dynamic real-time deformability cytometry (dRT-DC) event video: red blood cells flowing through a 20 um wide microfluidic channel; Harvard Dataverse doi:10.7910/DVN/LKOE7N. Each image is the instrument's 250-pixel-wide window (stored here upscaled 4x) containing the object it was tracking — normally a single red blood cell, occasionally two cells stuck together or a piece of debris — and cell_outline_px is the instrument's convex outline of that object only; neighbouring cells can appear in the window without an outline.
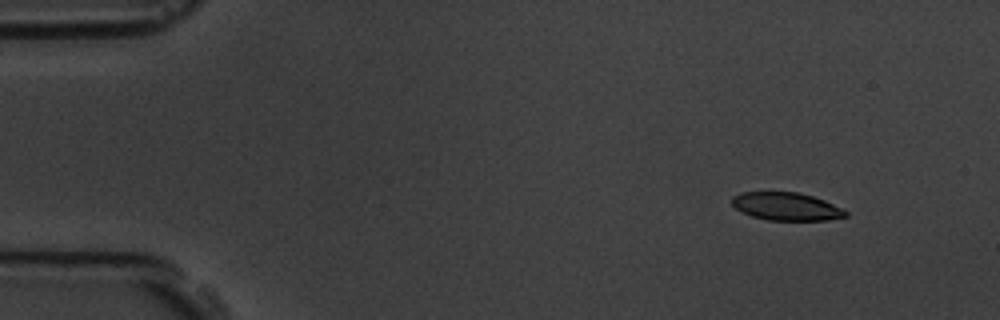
{"species": "common noctule bat (a hibernating species)", "species_latin": "Nyctalus noctula", "temperature_condition": "room temperature", "stored_images_in_passage": 4, "camera_frame_rate_fps": 3000, "um_per_image_px": 0.085, "animal": {"sex": "male", "body_mass_g": 19.5, "forearm_length_mm": 54.6}, "frame": {"image": 1, "passage_image": 1, "time_ms": 0.0, "image_size_px": [1000, 320], "cell_outline_px": [[848, 216], [828, 220], [768, 220], [752, 216], [740, 212], [732, 204], [732, 196], [740, 192], [800, 192], [824, 200], [848, 212]], "centroid_in_image_um": [66.81, 17.55], "position_along_channel_um": 18.2, "area_um2": 18.5}}
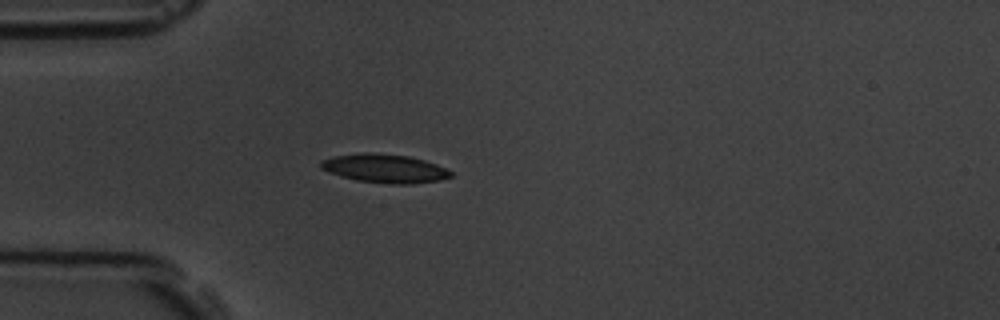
{"frame": {"image": 2, "passage_image": 4, "time_ms": 3.333, "image_size_px": [1000, 320], "cell_outline_px": [[452, 176], [440, 180], [412, 184], [392, 184], [356, 180], [340, 176], [328, 172], [320, 168], [320, 160], [336, 156], [368, 152], [408, 156], [424, 160], [436, 164], [452, 172]], "centroid_in_image_um": [32.68, 14.32], "position_along_channel_um": 52.3, "area_um2": 21.56}}